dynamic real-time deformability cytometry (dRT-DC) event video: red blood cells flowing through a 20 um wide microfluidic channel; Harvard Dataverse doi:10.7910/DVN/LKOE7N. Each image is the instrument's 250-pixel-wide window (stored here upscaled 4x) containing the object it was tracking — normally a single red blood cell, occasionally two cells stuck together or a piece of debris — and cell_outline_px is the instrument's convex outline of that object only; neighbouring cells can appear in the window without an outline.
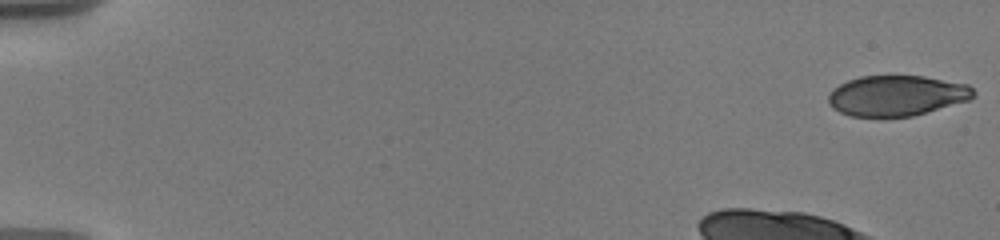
{"species": "human", "species_latin": "Homo sapiens", "temperature_condition": "warm", "stored_images_in_passage": 17, "camera_frame_rate_fps": 3000, "um_per_image_px": 0.085, "donor": {"sex": "male"}, "frame": {"image": 1, "passage_image": 1, "time_ms": 0.0, "image_size_px": [1000, 240], "cell_outline_px": [[976, 96], [968, 100], [912, 116], [848, 116], [832, 108], [828, 104], [828, 96], [832, 88], [848, 80], [860, 76], [924, 76], [968, 84], [976, 92]], "centroid_in_image_um": [76.2, 8.12], "position_along_channel_um": 8.8, "area_um2": 34.22}}